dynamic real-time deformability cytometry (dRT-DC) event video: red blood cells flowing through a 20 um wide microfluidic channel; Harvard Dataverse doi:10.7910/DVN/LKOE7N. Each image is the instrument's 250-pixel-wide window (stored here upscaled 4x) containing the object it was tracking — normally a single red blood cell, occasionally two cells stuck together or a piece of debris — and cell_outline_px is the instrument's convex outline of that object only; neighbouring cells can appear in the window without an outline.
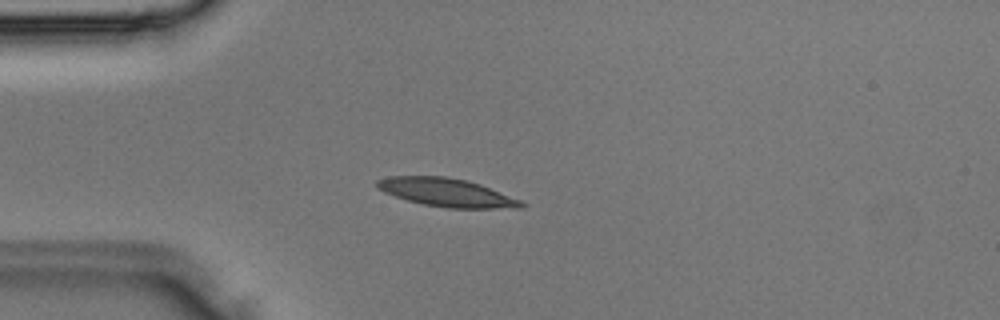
{"species": "Egyptian fruit bat (a non-hibernating species)", "species_latin": "Rousettus aegyptiacus", "temperature_condition": "room temperature", "stored_images_in_passage": 36, "camera_frame_rate_fps": 3000, "um_per_image_px": 0.085, "animal": {"sex": "male"}, "frame": {"image": 1, "passage_image": 9, "time_ms": 2.667, "image_size_px": [1000, 320], "cell_outline_px": [[528, 204], [524, 208], [448, 208], [424, 204], [408, 200], [384, 192], [376, 188], [376, 180], [388, 176], [448, 176], [468, 180], [480, 184], [520, 200]], "centroid_in_image_um": [37.97, 16.35], "position_along_channel_um": 47.0, "area_um2": 23.81}}
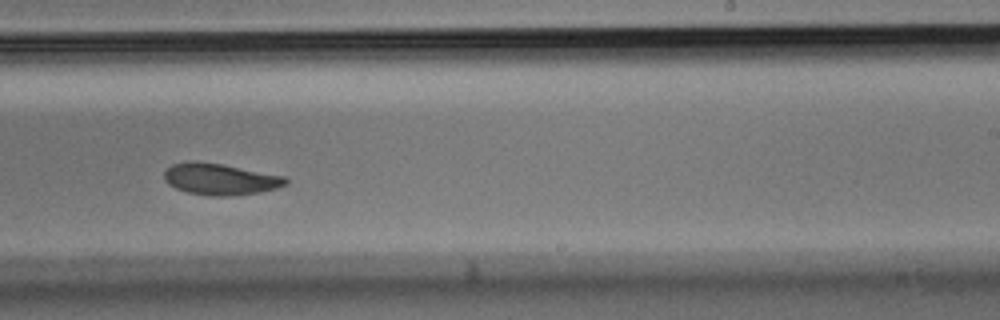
{"frame": {"image": 2, "passage_image": 22, "time_ms": 7.0, "image_size_px": [1000, 320], "cell_outline_px": [[288, 184], [276, 188], [260, 192], [224, 196], [208, 196], [188, 192], [176, 188], [168, 184], [164, 180], [164, 172], [172, 164], [188, 160], [196, 160], [220, 164], [288, 176]], "centroid_in_image_um": [18.72, 15.21], "position_along_channel_um": 270.3, "area_um2": 22.43}}
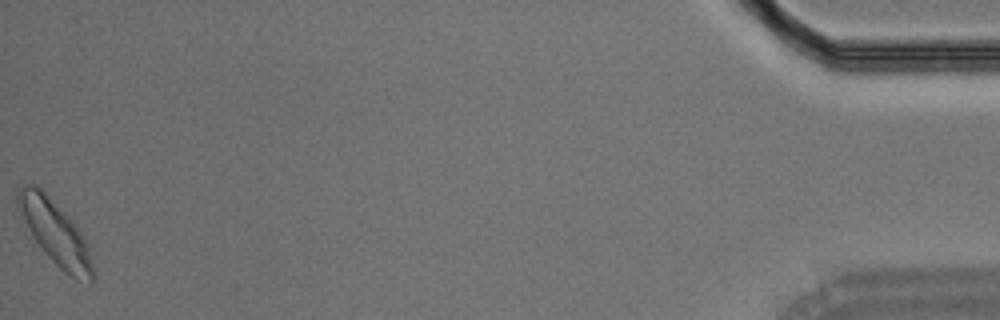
{"frame": {"image": 3, "passage_image": 36, "time_ms": 11.667, "image_size_px": [1000, 320], "cell_outline_px": [[96, 276], [92, 284], [88, 284], [76, 280], [68, 276], [44, 252], [36, 240], [16, 208], [16, 192], [24, 184], [36, 184], [76, 224], [84, 236], [96, 272]], "centroid_in_image_um": [4.74, 19.83], "position_along_channel_um": 430.5, "area_um2": 28.09}}